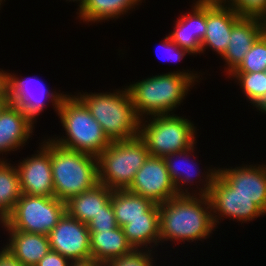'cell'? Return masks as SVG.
<instances>
[{"label": "cell", "instance_id": "ffe728a7", "mask_svg": "<svg viewBox=\"0 0 266 266\" xmlns=\"http://www.w3.org/2000/svg\"><path fill=\"white\" fill-rule=\"evenodd\" d=\"M112 191L103 184H97L93 189L82 192L65 202L66 213L88 224L94 216L103 211V206L111 200Z\"/></svg>", "mask_w": 266, "mask_h": 266}, {"label": "cell", "instance_id": "ba28073f", "mask_svg": "<svg viewBox=\"0 0 266 266\" xmlns=\"http://www.w3.org/2000/svg\"><path fill=\"white\" fill-rule=\"evenodd\" d=\"M65 213V202L55 197L22 194L1 223L7 230L48 235Z\"/></svg>", "mask_w": 266, "mask_h": 266}, {"label": "cell", "instance_id": "52a82bcc", "mask_svg": "<svg viewBox=\"0 0 266 266\" xmlns=\"http://www.w3.org/2000/svg\"><path fill=\"white\" fill-rule=\"evenodd\" d=\"M148 125L139 121V137L144 141L150 156H165L184 151L195 144L194 124L184 117L156 115Z\"/></svg>", "mask_w": 266, "mask_h": 266}, {"label": "cell", "instance_id": "30bf717a", "mask_svg": "<svg viewBox=\"0 0 266 266\" xmlns=\"http://www.w3.org/2000/svg\"><path fill=\"white\" fill-rule=\"evenodd\" d=\"M127 190L158 205L178 196L164 159L153 156H149L136 172L134 181Z\"/></svg>", "mask_w": 266, "mask_h": 266}, {"label": "cell", "instance_id": "d6a6232c", "mask_svg": "<svg viewBox=\"0 0 266 266\" xmlns=\"http://www.w3.org/2000/svg\"><path fill=\"white\" fill-rule=\"evenodd\" d=\"M163 48H165L166 50H168L167 54L170 52L172 54L169 53L170 55V59H164V60H175V61H179L181 60L186 53L191 54L188 50L180 48L177 44H175L170 37H165L164 42L161 44ZM169 58V57H168Z\"/></svg>", "mask_w": 266, "mask_h": 266}, {"label": "cell", "instance_id": "7402d4cb", "mask_svg": "<svg viewBox=\"0 0 266 266\" xmlns=\"http://www.w3.org/2000/svg\"><path fill=\"white\" fill-rule=\"evenodd\" d=\"M160 213L159 205L154 204L147 212L146 218H137L124 225L123 231L126 239L135 250L145 248L147 244L160 242ZM143 246V247H142Z\"/></svg>", "mask_w": 266, "mask_h": 266}, {"label": "cell", "instance_id": "d590c367", "mask_svg": "<svg viewBox=\"0 0 266 266\" xmlns=\"http://www.w3.org/2000/svg\"><path fill=\"white\" fill-rule=\"evenodd\" d=\"M0 98H9L8 96V73L0 71Z\"/></svg>", "mask_w": 266, "mask_h": 266}, {"label": "cell", "instance_id": "83f0119b", "mask_svg": "<svg viewBox=\"0 0 266 266\" xmlns=\"http://www.w3.org/2000/svg\"><path fill=\"white\" fill-rule=\"evenodd\" d=\"M194 145L193 146H191L190 148H188V149H186V150H184V151H181V152H175V153H172V154H169V155H167V156H165L163 159H164V161H165V163H166V167H167V170H168V173H169V175H170V178H171V180H172V182L174 183V185H175V187H176V190H177V193H178V195H190V193L189 192H187V189H185V192L181 189L182 187V185H184V183H191V177H192V175H194V173L193 174H191L190 172H191V170L189 171H185V170H180L179 168V165L178 164H175V156H176V159H177V157H179V158H185V159H183V161H189V160H186V159H188V154H190V155H192L191 154V152H193L194 151ZM190 152V153H189ZM174 158V159H173ZM179 158H178V160H179ZM182 161V162H183ZM177 163V162H176ZM184 163V162H183ZM180 164V163H179ZM190 167L192 166V164L190 163H187ZM187 165V166H188ZM194 165V164H193ZM182 166H184V165H182ZM179 167V168H178ZM192 167H194V166H192ZM183 169V168H182ZM184 169H185V166H184ZM188 169V168H187ZM196 169V168H195ZM193 170H194V168H193ZM196 172V171H195ZM180 183H183V184H181L180 185ZM179 187V188H178ZM180 190H182V191H180Z\"/></svg>", "mask_w": 266, "mask_h": 266}, {"label": "cell", "instance_id": "7a4b0ae2", "mask_svg": "<svg viewBox=\"0 0 266 266\" xmlns=\"http://www.w3.org/2000/svg\"><path fill=\"white\" fill-rule=\"evenodd\" d=\"M197 74L176 71L146 78L128 86L136 115H168L188 93Z\"/></svg>", "mask_w": 266, "mask_h": 266}, {"label": "cell", "instance_id": "3957f363", "mask_svg": "<svg viewBox=\"0 0 266 266\" xmlns=\"http://www.w3.org/2000/svg\"><path fill=\"white\" fill-rule=\"evenodd\" d=\"M50 157L55 198L67 202L99 184L96 156L65 149L50 140Z\"/></svg>", "mask_w": 266, "mask_h": 266}, {"label": "cell", "instance_id": "f35d334b", "mask_svg": "<svg viewBox=\"0 0 266 266\" xmlns=\"http://www.w3.org/2000/svg\"><path fill=\"white\" fill-rule=\"evenodd\" d=\"M73 1H80L79 8H78L79 12L82 10V8L84 7L86 3V0H73Z\"/></svg>", "mask_w": 266, "mask_h": 266}, {"label": "cell", "instance_id": "cb8c5ba5", "mask_svg": "<svg viewBox=\"0 0 266 266\" xmlns=\"http://www.w3.org/2000/svg\"><path fill=\"white\" fill-rule=\"evenodd\" d=\"M19 173L17 168L0 160V220L12 213L17 200L21 197Z\"/></svg>", "mask_w": 266, "mask_h": 266}, {"label": "cell", "instance_id": "9a60e30c", "mask_svg": "<svg viewBox=\"0 0 266 266\" xmlns=\"http://www.w3.org/2000/svg\"><path fill=\"white\" fill-rule=\"evenodd\" d=\"M31 82L38 85L40 92L37 93L39 94L35 92V89H30L29 84H31ZM47 91L48 90L45 89L44 84L36 78L33 79L28 77L20 80L18 77H15V75L8 73V96L10 102L20 106L33 120L45 108L44 106L46 104L43 101V99H46L45 97L48 96L49 99H51V102L53 101L52 104L54 103V108L58 111L62 99L66 96V94L62 95L56 92H54V94Z\"/></svg>", "mask_w": 266, "mask_h": 266}, {"label": "cell", "instance_id": "5bb4252c", "mask_svg": "<svg viewBox=\"0 0 266 266\" xmlns=\"http://www.w3.org/2000/svg\"><path fill=\"white\" fill-rule=\"evenodd\" d=\"M240 18L229 5L206 4V33L201 43V53L209 46L222 56L230 42L232 27Z\"/></svg>", "mask_w": 266, "mask_h": 266}, {"label": "cell", "instance_id": "74e56055", "mask_svg": "<svg viewBox=\"0 0 266 266\" xmlns=\"http://www.w3.org/2000/svg\"><path fill=\"white\" fill-rule=\"evenodd\" d=\"M9 102H10L9 98H0V113Z\"/></svg>", "mask_w": 266, "mask_h": 266}, {"label": "cell", "instance_id": "f546056e", "mask_svg": "<svg viewBox=\"0 0 266 266\" xmlns=\"http://www.w3.org/2000/svg\"><path fill=\"white\" fill-rule=\"evenodd\" d=\"M87 225L90 232L113 230L119 227L116 222L111 200L103 206V211H101L97 216H94Z\"/></svg>", "mask_w": 266, "mask_h": 266}, {"label": "cell", "instance_id": "5b68a950", "mask_svg": "<svg viewBox=\"0 0 266 266\" xmlns=\"http://www.w3.org/2000/svg\"><path fill=\"white\" fill-rule=\"evenodd\" d=\"M57 112L68 135L67 138L51 139L57 145L97 157L112 142L76 96L66 95Z\"/></svg>", "mask_w": 266, "mask_h": 266}, {"label": "cell", "instance_id": "2e32d148", "mask_svg": "<svg viewBox=\"0 0 266 266\" xmlns=\"http://www.w3.org/2000/svg\"><path fill=\"white\" fill-rule=\"evenodd\" d=\"M266 31V21L241 17L232 27L230 42L222 55L230 74L243 60L255 41Z\"/></svg>", "mask_w": 266, "mask_h": 266}, {"label": "cell", "instance_id": "e575fe53", "mask_svg": "<svg viewBox=\"0 0 266 266\" xmlns=\"http://www.w3.org/2000/svg\"><path fill=\"white\" fill-rule=\"evenodd\" d=\"M69 266H105V264L92 257H88L85 259L71 260Z\"/></svg>", "mask_w": 266, "mask_h": 266}, {"label": "cell", "instance_id": "7c38bea8", "mask_svg": "<svg viewBox=\"0 0 266 266\" xmlns=\"http://www.w3.org/2000/svg\"><path fill=\"white\" fill-rule=\"evenodd\" d=\"M41 147L38 154L25 158L18 165L22 194L54 197V184L51 169L50 139Z\"/></svg>", "mask_w": 266, "mask_h": 266}, {"label": "cell", "instance_id": "836d02e7", "mask_svg": "<svg viewBox=\"0 0 266 266\" xmlns=\"http://www.w3.org/2000/svg\"><path fill=\"white\" fill-rule=\"evenodd\" d=\"M0 251V266H24L6 248Z\"/></svg>", "mask_w": 266, "mask_h": 266}, {"label": "cell", "instance_id": "8992f818", "mask_svg": "<svg viewBox=\"0 0 266 266\" xmlns=\"http://www.w3.org/2000/svg\"><path fill=\"white\" fill-rule=\"evenodd\" d=\"M149 156V150L139 136L112 141L97 156L99 184L111 190L128 189Z\"/></svg>", "mask_w": 266, "mask_h": 266}, {"label": "cell", "instance_id": "4316f807", "mask_svg": "<svg viewBox=\"0 0 266 266\" xmlns=\"http://www.w3.org/2000/svg\"><path fill=\"white\" fill-rule=\"evenodd\" d=\"M266 71V31L255 41L241 63L231 73Z\"/></svg>", "mask_w": 266, "mask_h": 266}, {"label": "cell", "instance_id": "6da1fadb", "mask_svg": "<svg viewBox=\"0 0 266 266\" xmlns=\"http://www.w3.org/2000/svg\"><path fill=\"white\" fill-rule=\"evenodd\" d=\"M199 198L193 194L178 195L159 204L160 241L193 242L206 239L212 233L219 219L211 213L207 195H200Z\"/></svg>", "mask_w": 266, "mask_h": 266}, {"label": "cell", "instance_id": "f1b7e54d", "mask_svg": "<svg viewBox=\"0 0 266 266\" xmlns=\"http://www.w3.org/2000/svg\"><path fill=\"white\" fill-rule=\"evenodd\" d=\"M241 17L266 21V0H230L228 4Z\"/></svg>", "mask_w": 266, "mask_h": 266}, {"label": "cell", "instance_id": "9c48e42d", "mask_svg": "<svg viewBox=\"0 0 266 266\" xmlns=\"http://www.w3.org/2000/svg\"><path fill=\"white\" fill-rule=\"evenodd\" d=\"M211 171V172H210ZM210 172V173H209ZM205 177L206 184L200 194L207 195L211 212L227 216L238 221H251L265 213L251 199L238 195L218 174L214 168ZM213 210V211H212Z\"/></svg>", "mask_w": 266, "mask_h": 266}, {"label": "cell", "instance_id": "603a6c76", "mask_svg": "<svg viewBox=\"0 0 266 266\" xmlns=\"http://www.w3.org/2000/svg\"><path fill=\"white\" fill-rule=\"evenodd\" d=\"M111 203L114 210L116 222L119 227L137 218H146V212L154 203L143 196L133 194L126 190H113Z\"/></svg>", "mask_w": 266, "mask_h": 266}, {"label": "cell", "instance_id": "484cf974", "mask_svg": "<svg viewBox=\"0 0 266 266\" xmlns=\"http://www.w3.org/2000/svg\"><path fill=\"white\" fill-rule=\"evenodd\" d=\"M235 77L243 89L247 99L253 106L262 112H266V72L254 73H230Z\"/></svg>", "mask_w": 266, "mask_h": 266}, {"label": "cell", "instance_id": "d6986e66", "mask_svg": "<svg viewBox=\"0 0 266 266\" xmlns=\"http://www.w3.org/2000/svg\"><path fill=\"white\" fill-rule=\"evenodd\" d=\"M9 244L6 248L24 266H36L51 249L48 235L8 230Z\"/></svg>", "mask_w": 266, "mask_h": 266}, {"label": "cell", "instance_id": "d4e9b609", "mask_svg": "<svg viewBox=\"0 0 266 266\" xmlns=\"http://www.w3.org/2000/svg\"><path fill=\"white\" fill-rule=\"evenodd\" d=\"M141 0H86L82 10L78 13L83 22H99L117 18L130 8L135 7Z\"/></svg>", "mask_w": 266, "mask_h": 266}, {"label": "cell", "instance_id": "44dd1931", "mask_svg": "<svg viewBox=\"0 0 266 266\" xmlns=\"http://www.w3.org/2000/svg\"><path fill=\"white\" fill-rule=\"evenodd\" d=\"M134 250L121 227L101 232H90L91 257L104 264L114 258L128 255Z\"/></svg>", "mask_w": 266, "mask_h": 266}, {"label": "cell", "instance_id": "1f68e13d", "mask_svg": "<svg viewBox=\"0 0 266 266\" xmlns=\"http://www.w3.org/2000/svg\"><path fill=\"white\" fill-rule=\"evenodd\" d=\"M70 260L58 252L49 251L43 256L36 266H69Z\"/></svg>", "mask_w": 266, "mask_h": 266}, {"label": "cell", "instance_id": "4dcf8cb0", "mask_svg": "<svg viewBox=\"0 0 266 266\" xmlns=\"http://www.w3.org/2000/svg\"><path fill=\"white\" fill-rule=\"evenodd\" d=\"M151 251L148 250V253L147 251L134 250L128 255L108 261L105 266H153Z\"/></svg>", "mask_w": 266, "mask_h": 266}, {"label": "cell", "instance_id": "ac0fdd59", "mask_svg": "<svg viewBox=\"0 0 266 266\" xmlns=\"http://www.w3.org/2000/svg\"><path fill=\"white\" fill-rule=\"evenodd\" d=\"M193 9V13L184 14L176 21V27L169 37L180 48L191 54H200L206 33V4L196 3Z\"/></svg>", "mask_w": 266, "mask_h": 266}, {"label": "cell", "instance_id": "8d00e7d4", "mask_svg": "<svg viewBox=\"0 0 266 266\" xmlns=\"http://www.w3.org/2000/svg\"><path fill=\"white\" fill-rule=\"evenodd\" d=\"M229 0H198L196 3L200 4H226Z\"/></svg>", "mask_w": 266, "mask_h": 266}, {"label": "cell", "instance_id": "277c9868", "mask_svg": "<svg viewBox=\"0 0 266 266\" xmlns=\"http://www.w3.org/2000/svg\"><path fill=\"white\" fill-rule=\"evenodd\" d=\"M76 97L87 107L111 141L139 136L140 119L127 88L115 93H84Z\"/></svg>", "mask_w": 266, "mask_h": 266}, {"label": "cell", "instance_id": "4fadbf2b", "mask_svg": "<svg viewBox=\"0 0 266 266\" xmlns=\"http://www.w3.org/2000/svg\"><path fill=\"white\" fill-rule=\"evenodd\" d=\"M255 166L219 168L217 174L238 195L251 199L266 214V165Z\"/></svg>", "mask_w": 266, "mask_h": 266}, {"label": "cell", "instance_id": "e0dca14e", "mask_svg": "<svg viewBox=\"0 0 266 266\" xmlns=\"http://www.w3.org/2000/svg\"><path fill=\"white\" fill-rule=\"evenodd\" d=\"M33 123L20 106L9 102L0 113V153L19 149L27 142Z\"/></svg>", "mask_w": 266, "mask_h": 266}, {"label": "cell", "instance_id": "8fae6325", "mask_svg": "<svg viewBox=\"0 0 266 266\" xmlns=\"http://www.w3.org/2000/svg\"><path fill=\"white\" fill-rule=\"evenodd\" d=\"M48 238L51 251L58 252L70 261L91 257L88 225L67 213L49 232Z\"/></svg>", "mask_w": 266, "mask_h": 266}]
</instances>
